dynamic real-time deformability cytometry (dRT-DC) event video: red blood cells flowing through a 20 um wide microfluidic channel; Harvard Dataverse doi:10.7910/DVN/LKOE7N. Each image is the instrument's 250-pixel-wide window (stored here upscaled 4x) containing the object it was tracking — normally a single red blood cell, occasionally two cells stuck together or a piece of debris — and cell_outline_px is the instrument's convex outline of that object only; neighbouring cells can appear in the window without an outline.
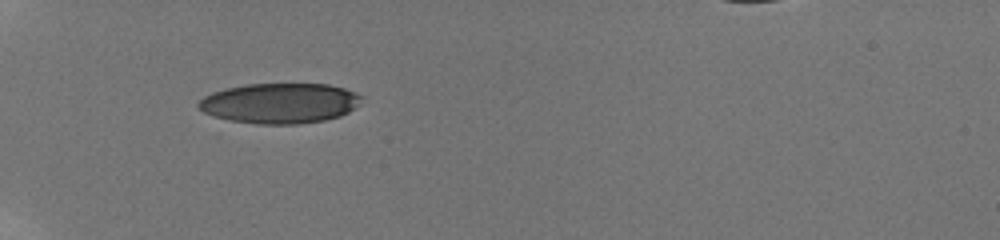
{"species": "human", "species_latin": "Homo sapiens", "temperature_condition": "room temperature", "stored_images_in_passage": 8, "camera_frame_rate_fps": 3000, "um_per_image_px": 0.085, "donor": {"sex": "male"}, "frame": {"image": 1, "passage_image": 1, "time_ms": 0.0, "image_size_px": [1000, 240], "cell_outline_px": [[364, 96], [360, 104], [348, 112], [340, 116], [324, 120], [300, 124], [256, 124], [228, 120], [212, 116], [196, 108], [196, 104], [204, 96], [212, 92], [224, 88], [248, 84], [328, 84], [344, 88], [356, 92]], "centroid_in_image_um": [23.77, 8.77], "position_along_channel_um": 61.2, "area_um2": 38.67}}
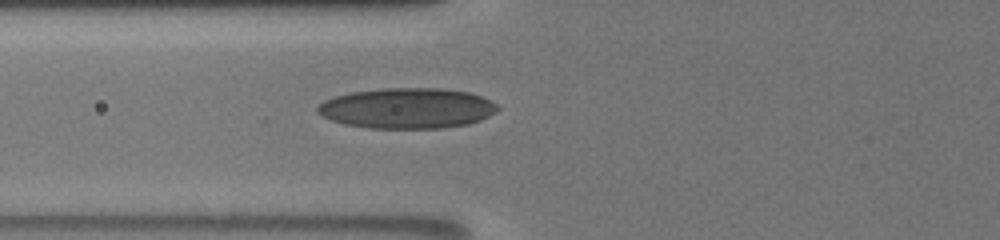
{"frame": {"image": 2, "passage_image": 3, "time_ms": 1.333, "image_size_px": [1000, 240], "cell_outline_px": [[500, 108], [496, 112], [480, 120], [468, 124], [440, 128], [368, 128], [344, 124], [332, 120], [316, 112], [316, 108], [324, 100], [336, 96], [352, 92], [380, 88], [444, 88], [472, 92], [496, 104]], "centroid_in_image_um": [34.62, 9.19], "position_along_channel_um": 91.2, "area_um2": 42.54}}
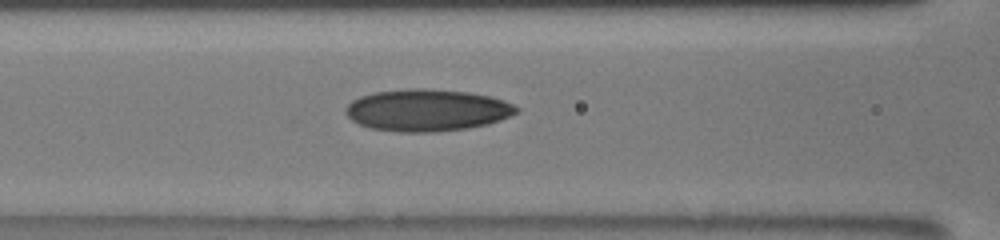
{"frame": {"image": 3, "passage_image": 5, "time_ms": 2.333, "image_size_px": [1000, 240], "cell_outline_px": [[520, 112], [500, 120], [488, 124], [468, 128], [432, 132], [400, 132], [372, 128], [360, 124], [352, 120], [344, 112], [344, 108], [352, 100], [360, 96], [376, 92], [416, 88], [424, 88], [468, 92], [488, 96], [504, 100], [520, 108]], "centroid_in_image_um": [36.31, 9.37], "position_along_channel_um": 130.3, "area_um2": 41.67}}